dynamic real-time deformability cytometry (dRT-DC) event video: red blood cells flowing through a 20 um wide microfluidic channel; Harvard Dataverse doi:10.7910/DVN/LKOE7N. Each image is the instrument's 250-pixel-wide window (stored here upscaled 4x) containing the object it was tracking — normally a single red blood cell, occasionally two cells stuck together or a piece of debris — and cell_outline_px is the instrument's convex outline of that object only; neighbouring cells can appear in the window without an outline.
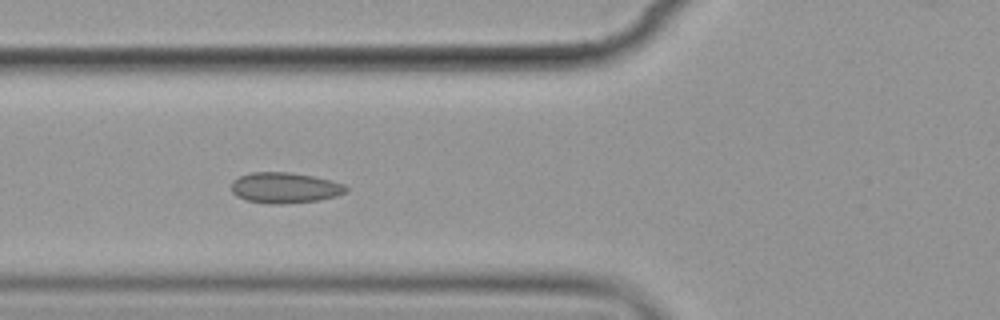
{"species": "common noctule bat (a hibernating species)", "species_latin": "Nyctalus noctula", "temperature_condition": "cold", "stored_images_in_passage": 6, "camera_frame_rate_fps": 3000, "um_per_image_px": 0.085, "animal": {"sex": "female", "body_mass_g": 19.9}, "frame": {"image": 1, "passage_image": 5, "time_ms": 5.333, "image_size_px": [1000, 320], "cell_outline_px": [[348, 192], [336, 196], [320, 200], [284, 204], [268, 204], [248, 200], [236, 196], [232, 192], [232, 180], [240, 176], [252, 172], [288, 172], [312, 176], [344, 184], [348, 188]], "centroid_in_image_um": [24.21, 15.97], "position_along_channel_um": 101.6, "area_um2": 20.52}}
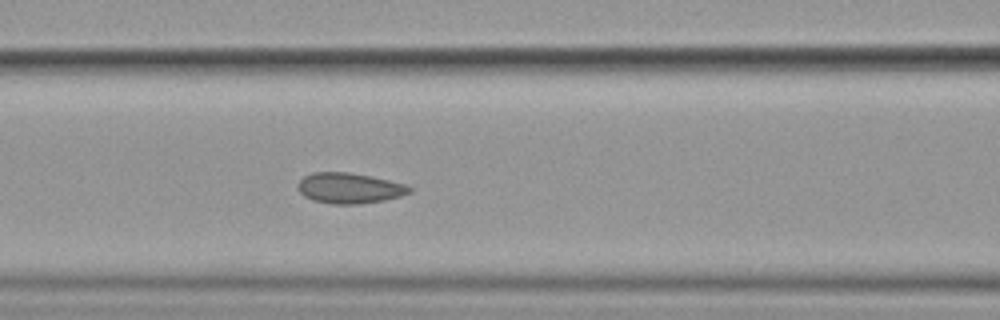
{"frame": {"image": 2, "passage_image": 6, "time_ms": 6.333, "image_size_px": [1000, 320], "cell_outline_px": [[412, 192], [400, 196], [384, 200], [356, 204], [332, 204], [312, 200], [304, 196], [296, 188], [300, 180], [304, 176], [312, 172], [348, 172], [372, 176], [408, 184], [412, 188]], "centroid_in_image_um": [29.71, 15.98], "position_along_channel_um": 136.9, "area_um2": 20.06}}